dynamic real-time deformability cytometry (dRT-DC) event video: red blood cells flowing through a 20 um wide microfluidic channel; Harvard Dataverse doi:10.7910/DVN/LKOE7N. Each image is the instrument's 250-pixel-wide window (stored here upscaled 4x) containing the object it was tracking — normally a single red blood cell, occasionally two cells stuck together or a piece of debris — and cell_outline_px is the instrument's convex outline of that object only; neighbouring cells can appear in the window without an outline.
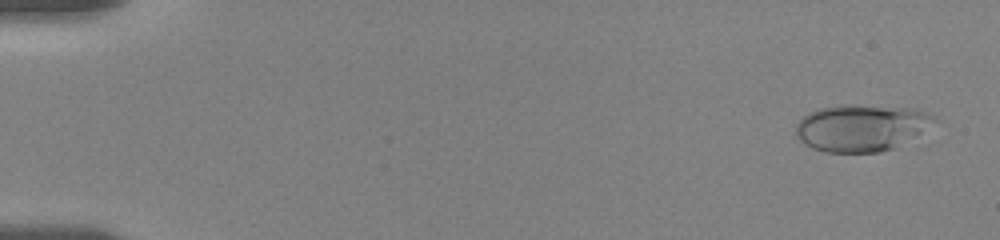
{"species": "human", "species_latin": "Homo sapiens", "temperature_condition": "room temperature", "stored_images_in_passage": 18, "camera_frame_rate_fps": 3000, "um_per_image_px": 0.085, "donor": {"sex": "female"}, "frame": {"image": 1, "passage_image": 2, "time_ms": 0.333, "image_size_px": [1000, 240], "cell_outline_px": [[936, 120], [920, 136], [896, 148], [880, 152], [824, 152], [812, 148], [804, 144], [796, 136], [796, 124], [808, 112], [816, 108], [840, 104], [844, 104], [916, 108], [928, 112], [936, 116]], "centroid_in_image_um": [73.25, 10.85], "position_along_channel_um": 11.8, "area_um2": 38.55}}
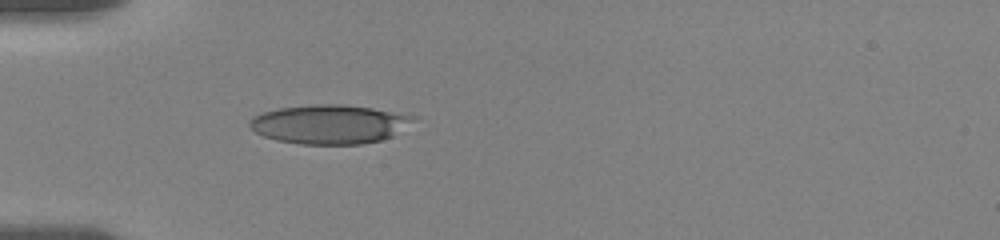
{"frame": {"image": 2, "passage_image": 14, "time_ms": 5.333, "image_size_px": [1000, 240], "cell_outline_px": [[416, 116], [392, 136], [380, 140], [360, 144], [300, 144], [276, 140], [264, 136], [256, 132], [248, 124], [248, 120], [252, 116], [264, 112], [280, 108], [316, 104], [340, 104], [372, 108]], "centroid_in_image_um": [27.93, 10.56], "position_along_channel_um": 57.1, "area_um2": 36.76}}
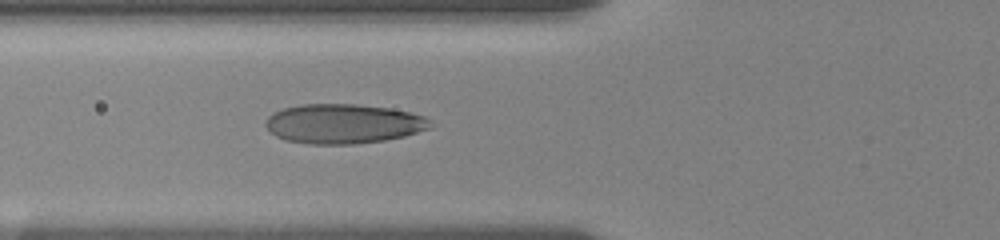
{"frame": {"image": 3, "passage_image": 18, "time_ms": 6.667, "image_size_px": [1000, 240], "cell_outline_px": [[432, 128], [404, 136], [384, 140], [352, 144], [308, 144], [284, 140], [276, 136], [264, 124], [268, 116], [272, 112], [284, 108], [304, 104], [356, 104], [388, 108], [408, 112], [424, 116], [432, 120]], "centroid_in_image_um": [29.19, 10.52], "position_along_channel_um": 96.6, "area_um2": 38.03}}